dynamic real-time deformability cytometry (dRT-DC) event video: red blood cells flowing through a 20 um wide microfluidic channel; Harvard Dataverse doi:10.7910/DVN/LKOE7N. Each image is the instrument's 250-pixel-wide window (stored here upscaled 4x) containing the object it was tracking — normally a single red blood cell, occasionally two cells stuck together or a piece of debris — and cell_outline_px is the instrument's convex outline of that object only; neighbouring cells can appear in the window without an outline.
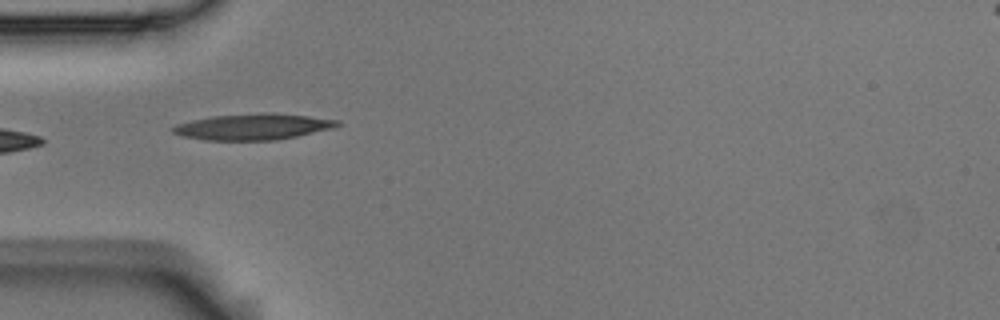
{"species": "Egyptian fruit bat (a non-hibernating species)", "species_latin": "Rousettus aegyptiacus", "temperature_condition": "room temperature", "stored_images_in_passage": 25, "camera_frame_rate_fps": 3000, "um_per_image_px": 0.085, "animal": {"sex": "male"}, "frame": {"image": 1, "passage_image": 1, "time_ms": 0.0, "image_size_px": [1000, 320], "cell_outline_px": [[340, 124], [332, 128], [296, 136], [276, 140], [204, 140], [184, 136], [172, 132], [172, 128], [176, 124], [192, 120], [212, 116], [264, 112], [308, 116], [340, 120]], "centroid_in_image_um": [21.5, 10.77], "position_along_channel_um": 63.5, "area_um2": 24.8}}